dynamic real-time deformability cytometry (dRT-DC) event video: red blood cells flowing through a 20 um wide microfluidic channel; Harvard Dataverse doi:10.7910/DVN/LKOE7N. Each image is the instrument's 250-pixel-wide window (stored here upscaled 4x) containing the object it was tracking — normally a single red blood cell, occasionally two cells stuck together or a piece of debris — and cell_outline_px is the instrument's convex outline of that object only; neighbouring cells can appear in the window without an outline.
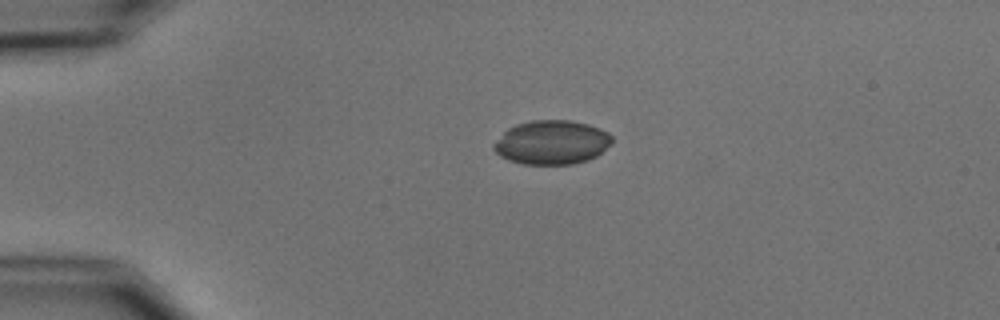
{"species": "common noctule bat (a hibernating species)", "species_latin": "Nyctalus noctula", "temperature_condition": "cold", "stored_images_in_passage": 2, "camera_frame_rate_fps": 3000, "um_per_image_px": 0.085, "animal": {"sex": "male", "body_mass_g": 15.6}, "frame": {"image": 1, "passage_image": 1, "time_ms": 0.0, "image_size_px": [1000, 320], "cell_outline_px": [[612, 144], [596, 156], [588, 160], [572, 164], [524, 164], [508, 160], [500, 156], [492, 148], [492, 144], [508, 128], [516, 124], [532, 120], [572, 120], [588, 124], [600, 128], [608, 132], [612, 136]], "centroid_in_image_um": [46.9, 12.1], "position_along_channel_um": 38.1, "area_um2": 30.52}}